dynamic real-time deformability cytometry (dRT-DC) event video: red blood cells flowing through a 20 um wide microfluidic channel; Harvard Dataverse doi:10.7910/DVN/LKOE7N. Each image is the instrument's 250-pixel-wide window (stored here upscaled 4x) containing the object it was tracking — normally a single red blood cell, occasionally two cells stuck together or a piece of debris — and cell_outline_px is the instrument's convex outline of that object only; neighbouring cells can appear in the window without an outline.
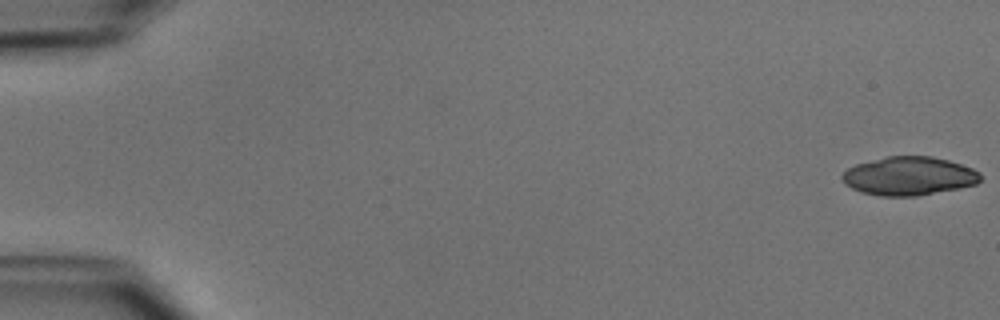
{"species": "common noctule bat (a hibernating species)", "species_latin": "Nyctalus noctula", "temperature_condition": "cold", "stored_images_in_passage": 21, "camera_frame_rate_fps": 3000, "um_per_image_px": 0.085, "animal": {"sex": "male", "body_mass_g": 15.6}, "frame": {"image": 1, "passage_image": 1, "time_ms": 0.0, "image_size_px": [1000, 320], "cell_outline_px": [[980, 180], [976, 184], [960, 188], [916, 196], [880, 196], [860, 192], [844, 184], [840, 176], [848, 168], [856, 164], [888, 156], [932, 156], [948, 160], [972, 168], [980, 172]], "centroid_in_image_um": [77.24, 14.97], "position_along_channel_um": 7.8, "area_um2": 31.1}}
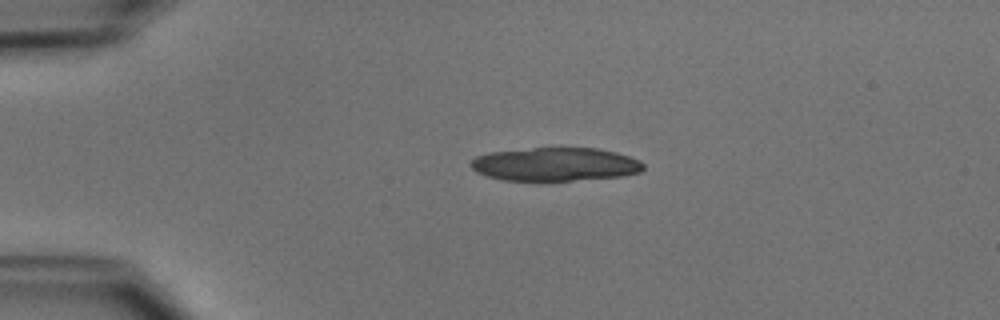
{"frame": {"image": 2, "passage_image": 12, "time_ms": 3.667, "image_size_px": [1000, 320], "cell_outline_px": [[644, 168], [640, 172], [624, 176], [540, 184], [504, 180], [488, 176], [476, 172], [468, 164], [476, 156], [488, 152], [532, 148], [600, 148], [616, 152], [640, 160], [644, 164]], "centroid_in_image_um": [47.18, 14.01], "position_along_channel_um": 37.8, "area_um2": 34.91}}